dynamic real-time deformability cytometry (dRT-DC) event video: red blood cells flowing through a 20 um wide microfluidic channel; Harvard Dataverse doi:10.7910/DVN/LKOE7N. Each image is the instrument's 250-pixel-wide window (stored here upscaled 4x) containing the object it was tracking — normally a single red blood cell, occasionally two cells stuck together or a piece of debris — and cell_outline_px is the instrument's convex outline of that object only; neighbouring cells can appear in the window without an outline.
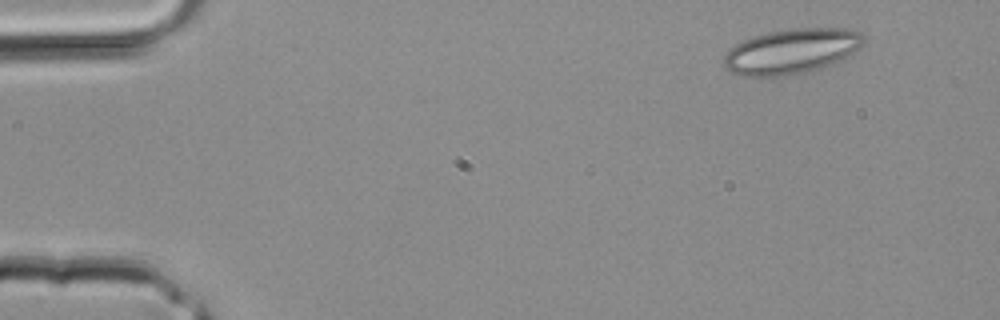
{"species": "common noctule bat (a hibernating species)", "species_latin": "Nyctalus noctula", "temperature_condition": "room temperature", "stored_images_in_passage": 3, "camera_frame_rate_fps": 3000, "um_per_image_px": 0.085, "animal": {"sex": "male", "body_mass_g": 20.4}, "frame": {"image": 1, "passage_image": 1, "time_ms": 0.0, "image_size_px": [1000, 320], "cell_outline_px": [[864, 44], [860, 48], [844, 60], [812, 72], [792, 76], [740, 76], [728, 72], [724, 68], [724, 56], [728, 48], [740, 40], [768, 32], [788, 28], [848, 28], [860, 32], [864, 36]], "centroid_in_image_um": [67.28, 4.37], "position_along_channel_um": 17.7, "area_um2": 37.86}}